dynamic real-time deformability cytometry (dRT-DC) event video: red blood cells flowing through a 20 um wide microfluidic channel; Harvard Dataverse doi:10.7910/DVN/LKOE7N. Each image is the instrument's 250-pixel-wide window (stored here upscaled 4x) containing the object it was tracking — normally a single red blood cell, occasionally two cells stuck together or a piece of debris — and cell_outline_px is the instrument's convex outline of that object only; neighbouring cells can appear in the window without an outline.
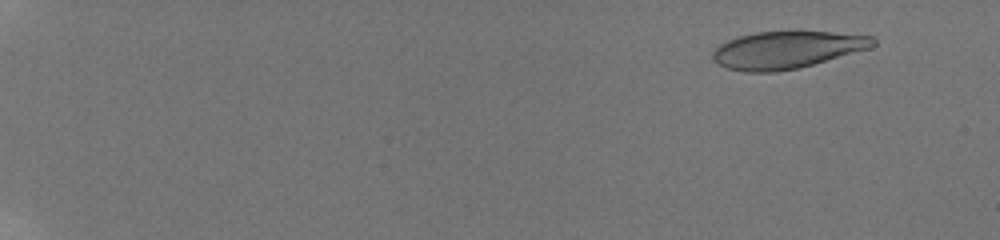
{"species": "human", "species_latin": "Homo sapiens", "temperature_condition": "room temperature", "stored_images_in_passage": 21, "camera_frame_rate_fps": 3000, "um_per_image_px": 0.085, "donor": {"sex": "male"}, "frame": {"image": 1, "passage_image": 6, "time_ms": 1.667, "image_size_px": [1000, 240], "cell_outline_px": [[876, 44], [868, 48], [800, 68], [776, 72], [744, 72], [728, 68], [712, 60], [712, 52], [720, 44], [728, 40], [740, 36], [756, 32], [832, 32], [872, 36], [876, 40]], "centroid_in_image_um": [66.85, 4.25], "position_along_channel_um": 18.1, "area_um2": 34.51}}
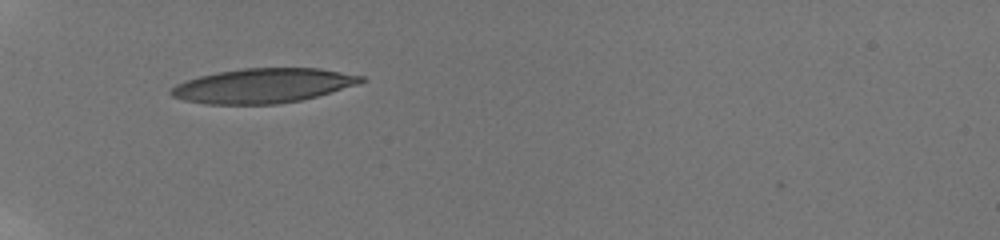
{"frame": {"image": 2, "passage_image": 17, "time_ms": 7.333, "image_size_px": [1000, 240], "cell_outline_px": [[368, 80], [356, 84], [316, 96], [300, 100], [276, 104], [204, 104], [184, 100], [172, 96], [168, 92], [176, 84], [200, 76], [220, 72], [244, 68], [320, 68], [364, 76]], "centroid_in_image_um": [22.35, 7.28], "position_along_channel_um": 62.6, "area_um2": 37.92}}
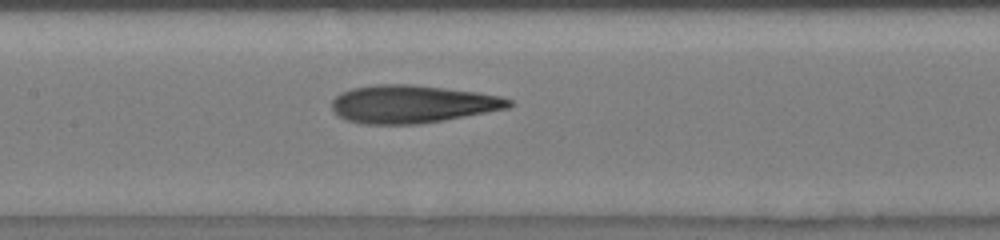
{"frame": {"image": 3, "passage_image": 21, "time_ms": 10.667, "image_size_px": [1000, 240], "cell_outline_px": [[516, 104], [508, 108], [444, 120], [420, 124], [364, 124], [348, 120], [340, 116], [332, 108], [332, 100], [340, 92], [352, 88], [380, 84], [408, 84], [444, 88], [476, 92], [500, 96], [512, 100]], "centroid_in_image_um": [35.06, 8.84], "position_along_channel_um": 172.3, "area_um2": 38.9}}